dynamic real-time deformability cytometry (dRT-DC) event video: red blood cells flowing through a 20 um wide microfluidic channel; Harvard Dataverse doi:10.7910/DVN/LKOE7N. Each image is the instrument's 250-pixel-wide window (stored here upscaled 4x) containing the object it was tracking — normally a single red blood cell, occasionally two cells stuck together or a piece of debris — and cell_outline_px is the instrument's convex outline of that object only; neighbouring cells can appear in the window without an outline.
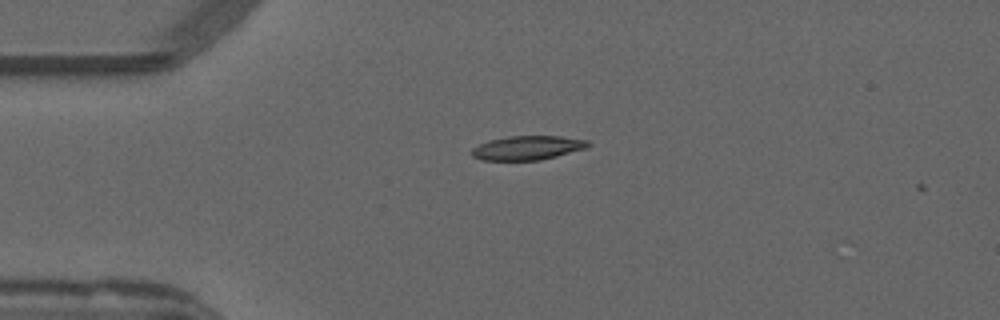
{"species": "common noctule bat (a hibernating species)", "species_latin": "Nyctalus noctula", "temperature_condition": "warm", "stored_images_in_passage": 4, "camera_frame_rate_fps": 3000, "um_per_image_px": 0.085, "animal": {"sex": "male", "forearm_length_mm": 52.5}, "frame": {"image": 1, "passage_image": 2, "time_ms": 0.333, "image_size_px": [1000, 320], "cell_outline_px": [[592, 144], [588, 148], [540, 160], [480, 160], [472, 156], [472, 148], [488, 140], [508, 136], [560, 136], [588, 140]], "centroid_in_image_um": [44.86, 12.56], "position_along_channel_um": 40.1, "area_um2": 16.42}}